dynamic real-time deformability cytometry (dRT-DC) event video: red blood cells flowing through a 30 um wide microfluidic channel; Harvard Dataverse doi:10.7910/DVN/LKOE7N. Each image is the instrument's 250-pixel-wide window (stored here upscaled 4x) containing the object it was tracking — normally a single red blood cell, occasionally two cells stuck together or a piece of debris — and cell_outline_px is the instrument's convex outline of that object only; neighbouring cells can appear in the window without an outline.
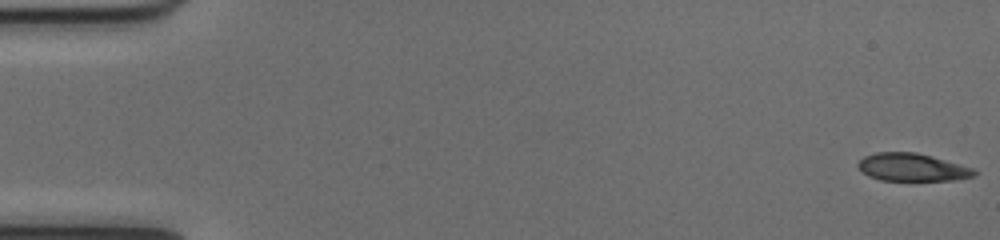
{"species": "common noctule bat (a hibernating species)", "species_latin": "Nyctalus noctula", "temperature_condition": "cold", "stored_images_in_passage": 52, "camera_frame_rate_fps": 3000, "um_per_image_px": 0.085, "animal": {"sex": "female", "body_mass_g": 17.0, "forearm_length_mm": 48.0}, "frame": {"image": 1, "passage_image": 1, "time_ms": 0.0, "image_size_px": [1000, 240], "cell_outline_px": [[976, 176], [956, 180], [880, 180], [868, 176], [856, 164], [864, 156], [876, 152], [916, 152], [932, 156], [976, 168]], "centroid_in_image_um": [77.58, 14.21], "position_along_channel_um": 7.4, "area_um2": 18.9}}
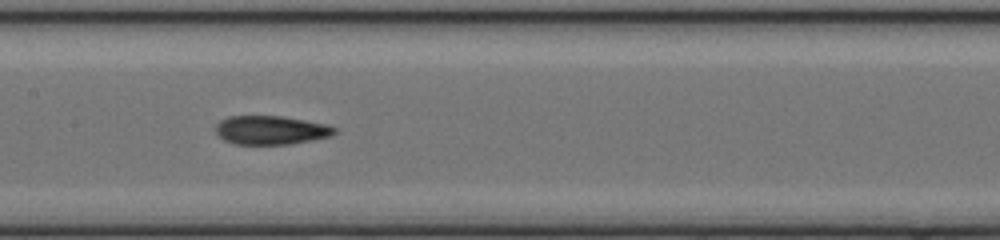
{"frame": {"image": 2, "passage_image": 26, "time_ms": 8.333, "image_size_px": [1000, 240], "cell_outline_px": [[336, 132], [332, 136], [312, 140], [288, 144], [236, 144], [224, 140], [216, 136], [216, 124], [220, 120], [228, 116], [280, 116], [328, 124], [336, 128]], "centroid_in_image_um": [23.01, 11.06], "position_along_channel_um": 184.4, "area_um2": 20.0}}
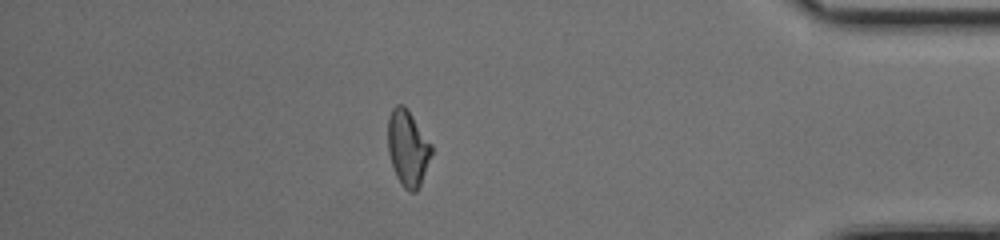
{"frame": {"image": 3, "passage_image": 45, "time_ms": 14.667, "image_size_px": [1000, 240], "cell_outline_px": [[432, 152], [420, 184], [416, 192], [408, 192], [400, 184], [392, 168], [388, 152], [388, 116], [392, 108], [396, 104], [404, 104], [408, 108], [432, 144]], "centroid_in_image_um": [34.64, 12.56], "position_along_channel_um": 400.6, "area_um2": 19.54}, "authors_computed_cell_mechanics": {"area_um2": 19.7965, "velocity_mm_per_s": 4.0293, "shape_relaxation_time_tau1_ms": null, "shape_relaxation_time_tau2_ms": 5.1736, "deformation_change_tau1": null, "deformation_change_tau2": 0.126}}